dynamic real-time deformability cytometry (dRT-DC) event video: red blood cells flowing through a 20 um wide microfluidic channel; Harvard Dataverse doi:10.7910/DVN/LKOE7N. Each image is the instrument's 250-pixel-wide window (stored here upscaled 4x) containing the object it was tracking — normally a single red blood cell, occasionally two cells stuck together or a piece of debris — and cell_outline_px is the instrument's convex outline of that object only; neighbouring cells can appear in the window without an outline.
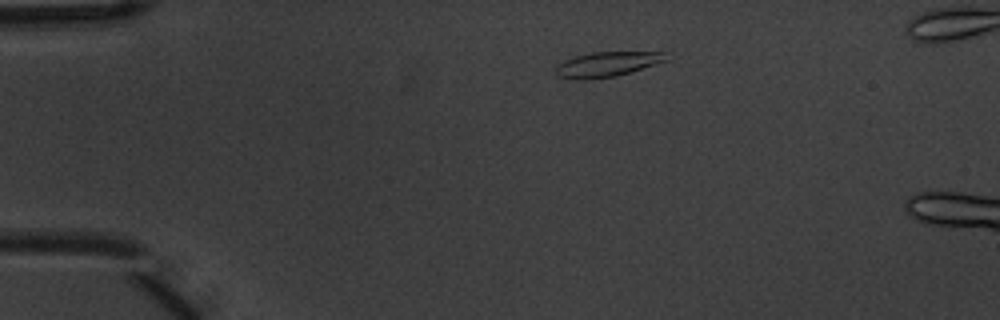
{"species": "common noctule bat (a hibernating species)", "species_latin": "Nyctalus noctula", "temperature_condition": "warm", "stored_images_in_passage": 3, "camera_frame_rate_fps": 3000, "um_per_image_px": 0.085, "animal": {"sex": "male", "body_mass_g": 20.1, "forearm_length_mm": 53.5}, "frame": {"image": 1, "passage_image": 1, "time_ms": 0.0, "image_size_px": [1000, 320], "cell_outline_px": [[668, 60], [616, 76], [588, 80], [576, 80], [556, 76], [556, 64], [564, 60], [576, 56], [592, 52], [664, 52]], "centroid_in_image_um": [51.53, 5.47], "position_along_channel_um": 33.5, "area_um2": 16.01}}